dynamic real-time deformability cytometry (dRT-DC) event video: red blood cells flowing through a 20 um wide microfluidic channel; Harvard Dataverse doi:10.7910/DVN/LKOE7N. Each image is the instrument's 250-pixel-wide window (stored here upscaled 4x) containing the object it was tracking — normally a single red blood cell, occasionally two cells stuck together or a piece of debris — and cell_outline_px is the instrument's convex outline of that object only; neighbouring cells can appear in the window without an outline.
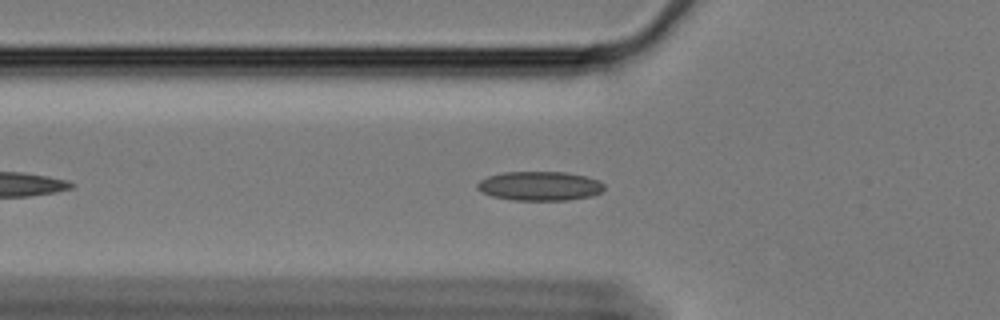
{"species": "Egyptian fruit bat (a non-hibernating species)", "species_latin": "Rousettus aegyptiacus", "temperature_condition": "cold", "stored_images_in_passage": 33, "camera_frame_rate_fps": 3000, "um_per_image_px": 0.085, "animal": {"sex": "female"}, "frame": {"image": 1, "passage_image": 10, "time_ms": 3.0, "image_size_px": [1000, 320], "cell_outline_px": [[604, 188], [600, 192], [592, 196], [568, 200], [512, 200], [492, 196], [480, 192], [476, 188], [476, 184], [480, 180], [488, 176], [504, 172], [564, 172], [584, 176], [596, 180], [604, 184]], "centroid_in_image_um": [45.83, 15.81], "position_along_channel_um": 80.0, "area_um2": 21.56}}
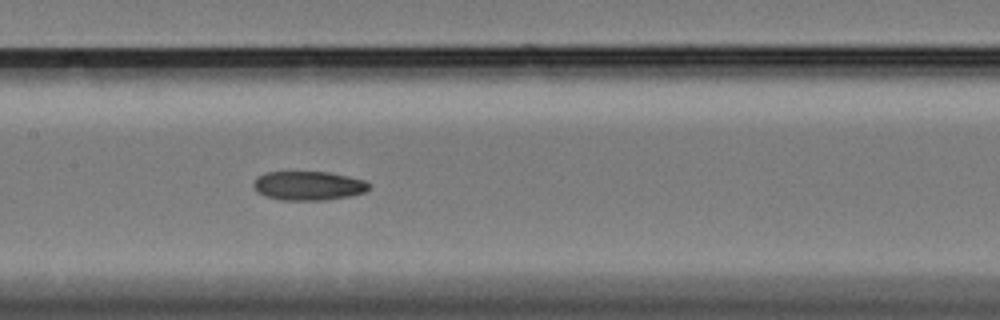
{"frame": {"image": 2, "passage_image": 19, "time_ms": 6.0, "image_size_px": [1000, 320], "cell_outline_px": [[372, 184], [364, 192], [348, 196], [320, 200], [280, 200], [256, 192], [252, 184], [256, 176], [264, 172], [328, 172], [348, 176], [364, 180]], "centroid_in_image_um": [26.17, 15.77], "position_along_channel_um": 181.2, "area_um2": 19.54}}
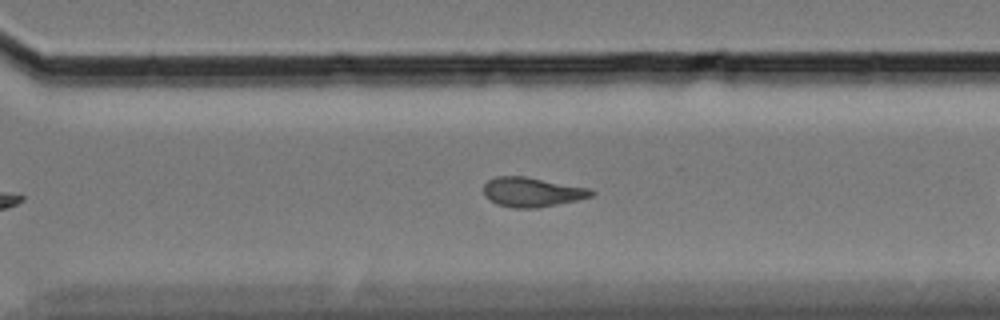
{"frame": {"image": 3, "passage_image": 28, "time_ms": 9.0, "image_size_px": [1000, 320], "cell_outline_px": [[596, 192], [592, 196], [576, 200], [536, 208], [512, 208], [496, 204], [484, 196], [484, 184], [488, 180], [496, 176], [524, 176], [592, 188]], "centroid_in_image_um": [45.22, 16.32], "position_along_channel_um": 325.4, "area_um2": 18.61}}